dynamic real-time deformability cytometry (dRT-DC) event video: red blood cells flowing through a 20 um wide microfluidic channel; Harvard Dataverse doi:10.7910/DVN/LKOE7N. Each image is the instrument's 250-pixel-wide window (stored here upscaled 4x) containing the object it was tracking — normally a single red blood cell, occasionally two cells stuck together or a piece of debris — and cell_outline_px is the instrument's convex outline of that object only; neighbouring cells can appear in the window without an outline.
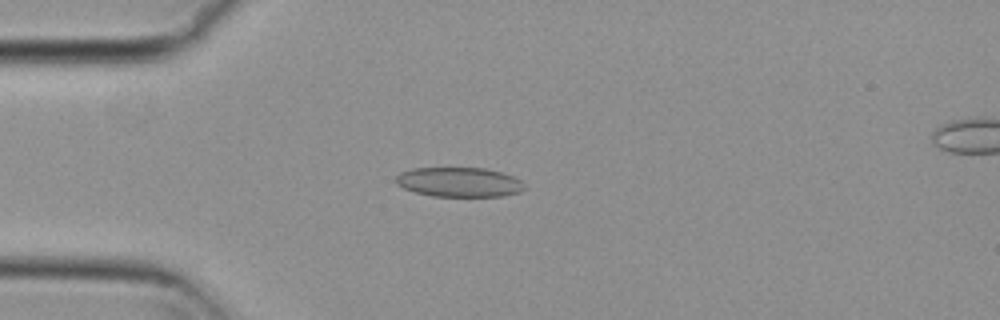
{"species": "common noctule bat (a hibernating species)", "species_latin": "Nyctalus noctula", "temperature_condition": "cold", "stored_images_in_passage": 56, "camera_frame_rate_fps": 3000, "um_per_image_px": 0.085, "animal": {"sex": "female", "body_mass_g": 29.2, "forearm_length_mm": 56.3}, "frame": {"image": 1, "passage_image": 15, "time_ms": 4.667, "image_size_px": [1000, 320], "cell_outline_px": [[524, 188], [520, 192], [504, 196], [432, 196], [416, 192], [404, 188], [396, 184], [396, 176], [400, 172], [412, 168], [488, 168], [512, 176], [520, 180], [524, 184]], "centroid_in_image_um": [39.02, 15.48], "position_along_channel_um": 46.0, "area_um2": 22.14}}
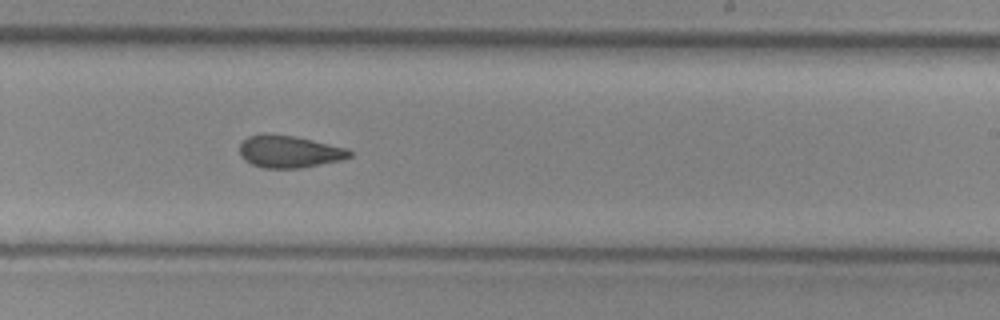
{"frame": {"image": 2, "passage_image": 34, "time_ms": 11.0, "image_size_px": [1000, 320], "cell_outline_px": [[352, 156], [340, 160], [300, 168], [264, 168], [252, 164], [244, 160], [240, 156], [240, 144], [248, 136], [260, 132], [264, 132], [296, 136], [348, 148], [352, 152]], "centroid_in_image_um": [24.56, 12.86], "position_along_channel_um": 264.4, "area_um2": 20.92}}
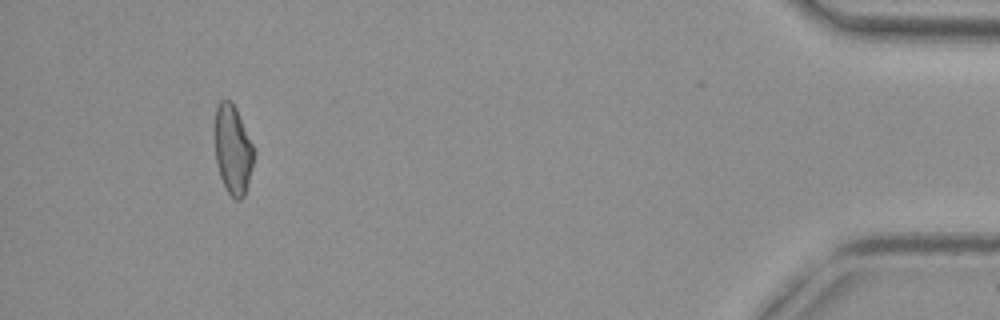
{"frame": {"image": 3, "passage_image": 52, "time_ms": 17.0, "image_size_px": [1000, 320], "cell_outline_px": [[256, 152], [244, 196], [240, 200], [236, 200], [228, 192], [220, 176], [216, 164], [216, 104], [220, 100], [232, 100], [236, 108]], "centroid_in_image_um": [19.81, 12.71], "position_along_channel_um": 415.4, "area_um2": 20.06}, "authors_computed_cell_mechanics": {"area_um2": 21.2993, "velocity_mm_per_s": 3.7148, "shape_relaxation_time_tau1_ms": null, "shape_relaxation_time_tau2_ms": 2.6608, "deformation_change_tau1": null, "deformation_change_tau2": 0.1035}}